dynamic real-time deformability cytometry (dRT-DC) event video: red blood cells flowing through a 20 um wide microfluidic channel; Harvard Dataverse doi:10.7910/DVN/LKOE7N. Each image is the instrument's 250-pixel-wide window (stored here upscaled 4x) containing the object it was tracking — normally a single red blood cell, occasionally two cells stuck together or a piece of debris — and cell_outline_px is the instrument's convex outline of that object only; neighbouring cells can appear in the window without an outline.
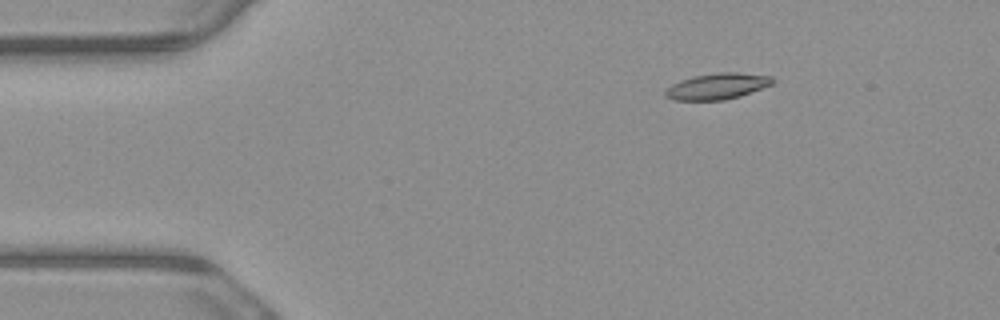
{"species": "common noctule bat (a hibernating species)", "species_latin": "Nyctalus noctula", "temperature_condition": "warm", "stored_images_in_passage": 4, "camera_frame_rate_fps": 3000, "um_per_image_px": 0.085, "animal": {"sex": "male", "body_mass_g": 23.1, "forearm_length_mm": 52.7}, "frame": {"image": 1, "passage_image": 2, "time_ms": 0.333, "image_size_px": [1000, 320], "cell_outline_px": [[776, 80], [772, 84], [740, 96], [724, 100], [672, 100], [664, 96], [664, 92], [672, 84], [680, 80], [692, 76], [720, 72], [736, 72], [772, 76]], "centroid_in_image_um": [60.96, 7.33], "position_along_channel_um": 24.0, "area_um2": 16.36}}